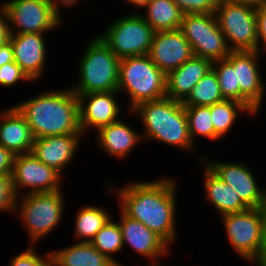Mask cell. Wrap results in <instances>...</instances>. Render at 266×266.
Segmentation results:
<instances>
[{"label": "cell", "mask_w": 266, "mask_h": 266, "mask_svg": "<svg viewBox=\"0 0 266 266\" xmlns=\"http://www.w3.org/2000/svg\"><path fill=\"white\" fill-rule=\"evenodd\" d=\"M177 179L163 176L152 181H131L116 187L106 182L109 194L116 196L118 208L128 217L140 221L160 236L170 247L178 240ZM175 242V243H174Z\"/></svg>", "instance_id": "1"}, {"label": "cell", "mask_w": 266, "mask_h": 266, "mask_svg": "<svg viewBox=\"0 0 266 266\" xmlns=\"http://www.w3.org/2000/svg\"><path fill=\"white\" fill-rule=\"evenodd\" d=\"M52 89H41L38 95L13 104L30 126L34 138L83 134L77 95L68 86Z\"/></svg>", "instance_id": "2"}, {"label": "cell", "mask_w": 266, "mask_h": 266, "mask_svg": "<svg viewBox=\"0 0 266 266\" xmlns=\"http://www.w3.org/2000/svg\"><path fill=\"white\" fill-rule=\"evenodd\" d=\"M128 115L141 121L144 143L156 141L190 155L197 152L198 146L191 139L182 102L168 97L147 101L128 111Z\"/></svg>", "instance_id": "3"}, {"label": "cell", "mask_w": 266, "mask_h": 266, "mask_svg": "<svg viewBox=\"0 0 266 266\" xmlns=\"http://www.w3.org/2000/svg\"><path fill=\"white\" fill-rule=\"evenodd\" d=\"M77 60L76 83L69 87L76 94L117 91L120 59L98 35L88 39Z\"/></svg>", "instance_id": "4"}, {"label": "cell", "mask_w": 266, "mask_h": 266, "mask_svg": "<svg viewBox=\"0 0 266 266\" xmlns=\"http://www.w3.org/2000/svg\"><path fill=\"white\" fill-rule=\"evenodd\" d=\"M64 195L62 189L17 197L15 215L19 217L22 227H25L28 245L38 246L41 240L51 235L59 225L62 226L63 216L66 215L63 213L66 210Z\"/></svg>", "instance_id": "5"}, {"label": "cell", "mask_w": 266, "mask_h": 266, "mask_svg": "<svg viewBox=\"0 0 266 266\" xmlns=\"http://www.w3.org/2000/svg\"><path fill=\"white\" fill-rule=\"evenodd\" d=\"M167 75L150 59L148 54L120 59L117 91L127 95L126 111L140 103L166 97Z\"/></svg>", "instance_id": "6"}, {"label": "cell", "mask_w": 266, "mask_h": 266, "mask_svg": "<svg viewBox=\"0 0 266 266\" xmlns=\"http://www.w3.org/2000/svg\"><path fill=\"white\" fill-rule=\"evenodd\" d=\"M219 219L232 250L253 266L261 255L266 237V207L225 214Z\"/></svg>", "instance_id": "7"}, {"label": "cell", "mask_w": 266, "mask_h": 266, "mask_svg": "<svg viewBox=\"0 0 266 266\" xmlns=\"http://www.w3.org/2000/svg\"><path fill=\"white\" fill-rule=\"evenodd\" d=\"M127 13L107 23L103 32L96 33L119 59L148 54L155 34L139 13L134 10Z\"/></svg>", "instance_id": "8"}, {"label": "cell", "mask_w": 266, "mask_h": 266, "mask_svg": "<svg viewBox=\"0 0 266 266\" xmlns=\"http://www.w3.org/2000/svg\"><path fill=\"white\" fill-rule=\"evenodd\" d=\"M215 17L231 51H258L255 6L219 0Z\"/></svg>", "instance_id": "9"}, {"label": "cell", "mask_w": 266, "mask_h": 266, "mask_svg": "<svg viewBox=\"0 0 266 266\" xmlns=\"http://www.w3.org/2000/svg\"><path fill=\"white\" fill-rule=\"evenodd\" d=\"M179 29L194 56L214 62L226 59L231 52L215 14H183Z\"/></svg>", "instance_id": "10"}, {"label": "cell", "mask_w": 266, "mask_h": 266, "mask_svg": "<svg viewBox=\"0 0 266 266\" xmlns=\"http://www.w3.org/2000/svg\"><path fill=\"white\" fill-rule=\"evenodd\" d=\"M1 3L8 13L11 34H50L65 22L48 0H6Z\"/></svg>", "instance_id": "11"}, {"label": "cell", "mask_w": 266, "mask_h": 266, "mask_svg": "<svg viewBox=\"0 0 266 266\" xmlns=\"http://www.w3.org/2000/svg\"><path fill=\"white\" fill-rule=\"evenodd\" d=\"M197 157V161L204 162L249 208L266 207V186L259 185L254 169L247 162L218 161L209 159L205 153Z\"/></svg>", "instance_id": "12"}, {"label": "cell", "mask_w": 266, "mask_h": 266, "mask_svg": "<svg viewBox=\"0 0 266 266\" xmlns=\"http://www.w3.org/2000/svg\"><path fill=\"white\" fill-rule=\"evenodd\" d=\"M11 176L17 197L29 193L54 192L64 188L65 176L54 167L39 161L32 153L15 156Z\"/></svg>", "instance_id": "13"}, {"label": "cell", "mask_w": 266, "mask_h": 266, "mask_svg": "<svg viewBox=\"0 0 266 266\" xmlns=\"http://www.w3.org/2000/svg\"><path fill=\"white\" fill-rule=\"evenodd\" d=\"M262 55L260 51H231L226 58L236 68L240 103L256 116L260 115L266 96V83L260 67Z\"/></svg>", "instance_id": "14"}, {"label": "cell", "mask_w": 266, "mask_h": 266, "mask_svg": "<svg viewBox=\"0 0 266 266\" xmlns=\"http://www.w3.org/2000/svg\"><path fill=\"white\" fill-rule=\"evenodd\" d=\"M118 91H100L77 95L79 102V124L82 133H89L114 123L123 116V104ZM117 96V97H116ZM121 105V106H120ZM91 129V130H90ZM93 129V130H92Z\"/></svg>", "instance_id": "15"}, {"label": "cell", "mask_w": 266, "mask_h": 266, "mask_svg": "<svg viewBox=\"0 0 266 266\" xmlns=\"http://www.w3.org/2000/svg\"><path fill=\"white\" fill-rule=\"evenodd\" d=\"M118 212L120 214L117 221L122 231L123 247L126 245L138 257L148 259L147 266L165 265L162 260L171 255L172 247L140 221L126 216L120 209Z\"/></svg>", "instance_id": "16"}, {"label": "cell", "mask_w": 266, "mask_h": 266, "mask_svg": "<svg viewBox=\"0 0 266 266\" xmlns=\"http://www.w3.org/2000/svg\"><path fill=\"white\" fill-rule=\"evenodd\" d=\"M47 33L11 34L14 62H16L32 82L42 79L47 69L48 44ZM47 45V48H46Z\"/></svg>", "instance_id": "17"}, {"label": "cell", "mask_w": 266, "mask_h": 266, "mask_svg": "<svg viewBox=\"0 0 266 266\" xmlns=\"http://www.w3.org/2000/svg\"><path fill=\"white\" fill-rule=\"evenodd\" d=\"M85 138L87 139L84 134L35 138L31 153L39 161L47 166L54 167L64 176L66 169L68 170V167L77 158L76 154L80 151L81 143Z\"/></svg>", "instance_id": "18"}, {"label": "cell", "mask_w": 266, "mask_h": 266, "mask_svg": "<svg viewBox=\"0 0 266 266\" xmlns=\"http://www.w3.org/2000/svg\"><path fill=\"white\" fill-rule=\"evenodd\" d=\"M148 56L166 75L179 68L194 54L180 29L155 32Z\"/></svg>", "instance_id": "19"}, {"label": "cell", "mask_w": 266, "mask_h": 266, "mask_svg": "<svg viewBox=\"0 0 266 266\" xmlns=\"http://www.w3.org/2000/svg\"><path fill=\"white\" fill-rule=\"evenodd\" d=\"M124 119L99 128L94 138L99 151L119 160L127 159L137 146L144 143L141 132Z\"/></svg>", "instance_id": "20"}, {"label": "cell", "mask_w": 266, "mask_h": 266, "mask_svg": "<svg viewBox=\"0 0 266 266\" xmlns=\"http://www.w3.org/2000/svg\"><path fill=\"white\" fill-rule=\"evenodd\" d=\"M34 136L25 118L13 106L0 111V145L15 155L31 153Z\"/></svg>", "instance_id": "21"}, {"label": "cell", "mask_w": 266, "mask_h": 266, "mask_svg": "<svg viewBox=\"0 0 266 266\" xmlns=\"http://www.w3.org/2000/svg\"><path fill=\"white\" fill-rule=\"evenodd\" d=\"M199 163L203 167L204 200L212 205L218 215L239 213L249 209L228 184L222 181L204 162Z\"/></svg>", "instance_id": "22"}, {"label": "cell", "mask_w": 266, "mask_h": 266, "mask_svg": "<svg viewBox=\"0 0 266 266\" xmlns=\"http://www.w3.org/2000/svg\"><path fill=\"white\" fill-rule=\"evenodd\" d=\"M211 69L210 60L193 56L179 68L167 74L166 97L183 102L192 88Z\"/></svg>", "instance_id": "23"}, {"label": "cell", "mask_w": 266, "mask_h": 266, "mask_svg": "<svg viewBox=\"0 0 266 266\" xmlns=\"http://www.w3.org/2000/svg\"><path fill=\"white\" fill-rule=\"evenodd\" d=\"M50 252L52 266H118L87 242H75Z\"/></svg>", "instance_id": "24"}, {"label": "cell", "mask_w": 266, "mask_h": 266, "mask_svg": "<svg viewBox=\"0 0 266 266\" xmlns=\"http://www.w3.org/2000/svg\"><path fill=\"white\" fill-rule=\"evenodd\" d=\"M102 206L96 204H82L75 214L73 235L75 242L90 243L96 233L111 219L113 215L111 210H105ZM112 216V217H111Z\"/></svg>", "instance_id": "25"}, {"label": "cell", "mask_w": 266, "mask_h": 266, "mask_svg": "<svg viewBox=\"0 0 266 266\" xmlns=\"http://www.w3.org/2000/svg\"><path fill=\"white\" fill-rule=\"evenodd\" d=\"M139 14L155 32L179 29L183 13L172 0H150Z\"/></svg>", "instance_id": "26"}, {"label": "cell", "mask_w": 266, "mask_h": 266, "mask_svg": "<svg viewBox=\"0 0 266 266\" xmlns=\"http://www.w3.org/2000/svg\"><path fill=\"white\" fill-rule=\"evenodd\" d=\"M210 113L214 132L220 139L229 136L242 115L244 117L245 114L248 118L256 117L244 104L226 99L211 105Z\"/></svg>", "instance_id": "27"}, {"label": "cell", "mask_w": 266, "mask_h": 266, "mask_svg": "<svg viewBox=\"0 0 266 266\" xmlns=\"http://www.w3.org/2000/svg\"><path fill=\"white\" fill-rule=\"evenodd\" d=\"M225 100L219 81L213 69L209 70L192 88L191 93L182 102L184 106H211Z\"/></svg>", "instance_id": "28"}, {"label": "cell", "mask_w": 266, "mask_h": 266, "mask_svg": "<svg viewBox=\"0 0 266 266\" xmlns=\"http://www.w3.org/2000/svg\"><path fill=\"white\" fill-rule=\"evenodd\" d=\"M98 251L107 255L118 266L123 265L114 255L121 253L126 248L123 247L122 231L118 221L112 218L96 233L94 239L90 242Z\"/></svg>", "instance_id": "29"}, {"label": "cell", "mask_w": 266, "mask_h": 266, "mask_svg": "<svg viewBox=\"0 0 266 266\" xmlns=\"http://www.w3.org/2000/svg\"><path fill=\"white\" fill-rule=\"evenodd\" d=\"M189 133L193 143L199 138H205L212 142L221 140L214 132L211 121L210 106H185Z\"/></svg>", "instance_id": "30"}, {"label": "cell", "mask_w": 266, "mask_h": 266, "mask_svg": "<svg viewBox=\"0 0 266 266\" xmlns=\"http://www.w3.org/2000/svg\"><path fill=\"white\" fill-rule=\"evenodd\" d=\"M212 69L217 75L223 98L240 102V86L237 84L236 68L227 59H221L212 62Z\"/></svg>", "instance_id": "31"}, {"label": "cell", "mask_w": 266, "mask_h": 266, "mask_svg": "<svg viewBox=\"0 0 266 266\" xmlns=\"http://www.w3.org/2000/svg\"><path fill=\"white\" fill-rule=\"evenodd\" d=\"M27 246L21 253L11 257L8 266H52L50 249L42 255L38 246Z\"/></svg>", "instance_id": "32"}, {"label": "cell", "mask_w": 266, "mask_h": 266, "mask_svg": "<svg viewBox=\"0 0 266 266\" xmlns=\"http://www.w3.org/2000/svg\"><path fill=\"white\" fill-rule=\"evenodd\" d=\"M17 195L13 188L11 175H0V214H15Z\"/></svg>", "instance_id": "33"}, {"label": "cell", "mask_w": 266, "mask_h": 266, "mask_svg": "<svg viewBox=\"0 0 266 266\" xmlns=\"http://www.w3.org/2000/svg\"><path fill=\"white\" fill-rule=\"evenodd\" d=\"M23 82L32 83L16 62H9L0 67V87H14Z\"/></svg>", "instance_id": "34"}, {"label": "cell", "mask_w": 266, "mask_h": 266, "mask_svg": "<svg viewBox=\"0 0 266 266\" xmlns=\"http://www.w3.org/2000/svg\"><path fill=\"white\" fill-rule=\"evenodd\" d=\"M183 14H215L219 0H172Z\"/></svg>", "instance_id": "35"}, {"label": "cell", "mask_w": 266, "mask_h": 266, "mask_svg": "<svg viewBox=\"0 0 266 266\" xmlns=\"http://www.w3.org/2000/svg\"><path fill=\"white\" fill-rule=\"evenodd\" d=\"M258 51L266 54V2L256 7Z\"/></svg>", "instance_id": "36"}, {"label": "cell", "mask_w": 266, "mask_h": 266, "mask_svg": "<svg viewBox=\"0 0 266 266\" xmlns=\"http://www.w3.org/2000/svg\"><path fill=\"white\" fill-rule=\"evenodd\" d=\"M15 154L0 145V175H12Z\"/></svg>", "instance_id": "37"}, {"label": "cell", "mask_w": 266, "mask_h": 266, "mask_svg": "<svg viewBox=\"0 0 266 266\" xmlns=\"http://www.w3.org/2000/svg\"><path fill=\"white\" fill-rule=\"evenodd\" d=\"M10 35L8 13L0 3V46L9 40Z\"/></svg>", "instance_id": "38"}, {"label": "cell", "mask_w": 266, "mask_h": 266, "mask_svg": "<svg viewBox=\"0 0 266 266\" xmlns=\"http://www.w3.org/2000/svg\"><path fill=\"white\" fill-rule=\"evenodd\" d=\"M84 2V0H48V2L55 8L56 12L62 16L63 9L65 8H74L76 5L78 6L79 3ZM73 6V7H72Z\"/></svg>", "instance_id": "39"}, {"label": "cell", "mask_w": 266, "mask_h": 266, "mask_svg": "<svg viewBox=\"0 0 266 266\" xmlns=\"http://www.w3.org/2000/svg\"><path fill=\"white\" fill-rule=\"evenodd\" d=\"M13 61L14 57H13L12 44L8 40L7 42H5L0 46V67L6 63Z\"/></svg>", "instance_id": "40"}, {"label": "cell", "mask_w": 266, "mask_h": 266, "mask_svg": "<svg viewBox=\"0 0 266 266\" xmlns=\"http://www.w3.org/2000/svg\"><path fill=\"white\" fill-rule=\"evenodd\" d=\"M128 6H134L136 8L135 13H139L147 5L150 0H123ZM139 9V11H137ZM141 9V10H140Z\"/></svg>", "instance_id": "41"}, {"label": "cell", "mask_w": 266, "mask_h": 266, "mask_svg": "<svg viewBox=\"0 0 266 266\" xmlns=\"http://www.w3.org/2000/svg\"><path fill=\"white\" fill-rule=\"evenodd\" d=\"M254 266H266V237H265L261 255L259 259L254 263Z\"/></svg>", "instance_id": "42"}, {"label": "cell", "mask_w": 266, "mask_h": 266, "mask_svg": "<svg viewBox=\"0 0 266 266\" xmlns=\"http://www.w3.org/2000/svg\"><path fill=\"white\" fill-rule=\"evenodd\" d=\"M229 1H233L236 3H242V4H248V5L255 6V7L260 6L266 2V0H229Z\"/></svg>", "instance_id": "43"}]
</instances>
